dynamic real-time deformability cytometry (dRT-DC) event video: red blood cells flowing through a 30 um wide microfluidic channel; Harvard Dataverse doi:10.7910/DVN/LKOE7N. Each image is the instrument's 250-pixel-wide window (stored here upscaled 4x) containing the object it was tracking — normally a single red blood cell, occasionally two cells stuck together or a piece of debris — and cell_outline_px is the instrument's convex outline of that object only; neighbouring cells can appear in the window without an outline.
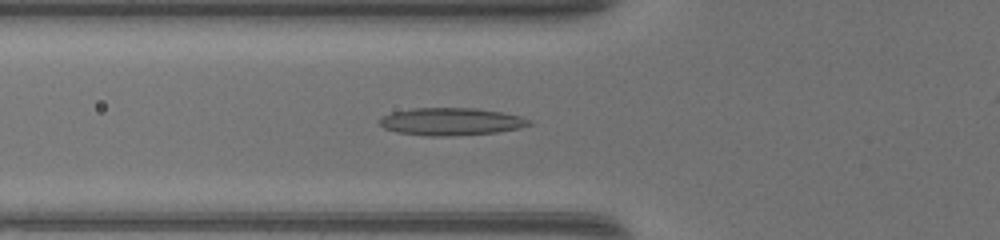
{"species": "common noctule bat (a hibernating species)", "species_latin": "Nyctalus noctula", "temperature_condition": "warm", "stored_images_in_passage": 44, "camera_frame_rate_fps": 3000, "um_per_image_px": 0.085, "animal": {"sex": "female", "body_mass_g": 17.0, "forearm_length_mm": 48.0}, "frame": {"image": 1, "passage_image": 18, "time_ms": 5.667, "image_size_px": [1000, 240], "cell_outline_px": [[532, 124], [520, 128], [496, 132], [452, 136], [428, 136], [396, 132], [384, 128], [380, 124], [380, 116], [392, 112], [412, 108], [476, 108], [500, 112], [520, 116], [532, 120]], "centroid_in_image_um": [38.33, 10.33], "position_along_channel_um": 87.5, "area_um2": 24.04}}
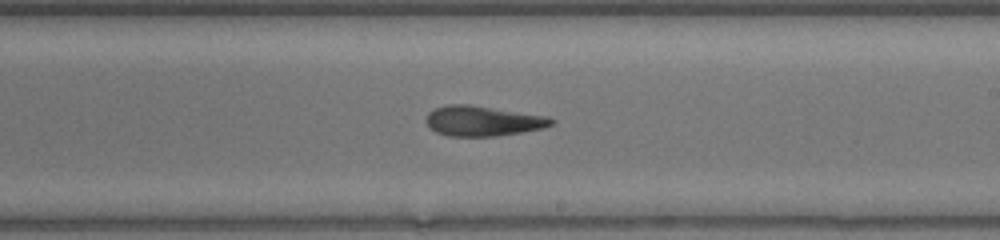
{"frame": {"image": 2, "passage_image": 29, "time_ms": 9.333, "image_size_px": [1000, 240], "cell_outline_px": [[556, 120], [552, 124], [540, 128], [520, 132], [496, 136], [448, 136], [436, 132], [424, 120], [428, 112], [436, 108], [448, 104], [468, 104], [548, 116]], "centroid_in_image_um": [41.01, 10.27], "position_along_channel_um": 248.0, "area_um2": 21.85}}
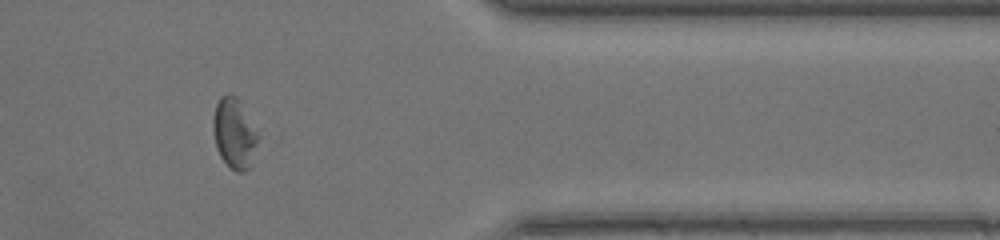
{"frame": {"image": 3, "passage_image": 40, "time_ms": 13.0, "image_size_px": [1000, 240], "cell_outline_px": [[268, 136], [252, 164], [244, 172], [236, 172], [228, 168], [220, 156], [216, 148], [212, 128], [212, 120], [216, 104], [220, 96], [228, 92], [236, 96]], "centroid_in_image_um": [20.09, 11.35], "position_along_channel_um": 391.3, "area_um2": 20.75}}